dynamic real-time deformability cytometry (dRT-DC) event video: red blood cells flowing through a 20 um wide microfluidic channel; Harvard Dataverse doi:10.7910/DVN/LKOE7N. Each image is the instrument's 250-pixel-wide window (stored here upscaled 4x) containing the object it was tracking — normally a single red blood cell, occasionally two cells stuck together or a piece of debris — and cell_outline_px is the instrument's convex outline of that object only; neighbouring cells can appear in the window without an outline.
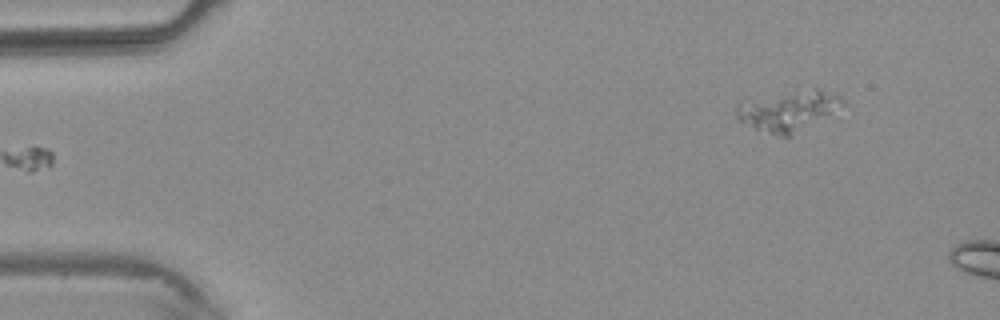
{"species": "common noctule bat (a hibernating species)", "species_latin": "Nyctalus noctula", "temperature_condition": "warm", "stored_images_in_passage": 5, "camera_frame_rate_fps": 3000, "um_per_image_px": 0.085, "animal": {"sex": "male", "body_mass_g": 20.4}, "frame": {"image": 1, "passage_image": 5, "time_ms": 5.0, "image_size_px": [1000, 320], "cell_outline_px": [[844, 104], [788, 140], [776, 136], [756, 128], [740, 120], [736, 116], [736, 108], [816, 88], [840, 96]], "centroid_in_image_um": [67.14, 9.54], "position_along_channel_um": 17.9, "area_um2": 22.66}}